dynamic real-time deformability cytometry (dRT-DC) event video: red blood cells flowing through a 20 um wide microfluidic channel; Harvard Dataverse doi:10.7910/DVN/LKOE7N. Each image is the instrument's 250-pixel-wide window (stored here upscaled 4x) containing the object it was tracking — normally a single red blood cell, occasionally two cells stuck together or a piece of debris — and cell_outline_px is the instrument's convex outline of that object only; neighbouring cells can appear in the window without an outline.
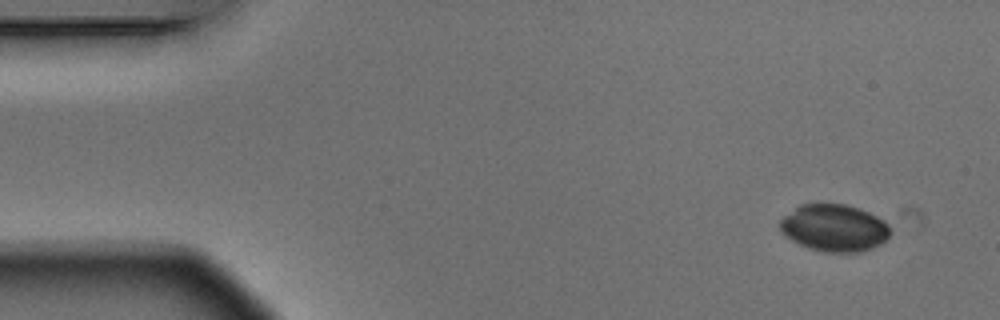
{"species": "Egyptian fruit bat (a non-hibernating species)", "species_latin": "Rousettus aegyptiacus", "temperature_condition": "warm", "stored_images_in_passage": 4, "camera_frame_rate_fps": 3000, "um_per_image_px": 0.085, "animal": {"sex": "male"}, "frame": {"image": 1, "passage_image": 1, "time_ms": 0.0, "image_size_px": [1000, 320], "cell_outline_px": [[892, 232], [888, 240], [880, 244], [860, 252], [824, 252], [808, 248], [784, 236], [780, 228], [780, 220], [784, 216], [800, 204], [844, 204], [860, 208], [884, 220], [892, 228]], "centroid_in_image_um": [70.94, 19.37], "position_along_channel_um": 14.1, "area_um2": 30.46}}
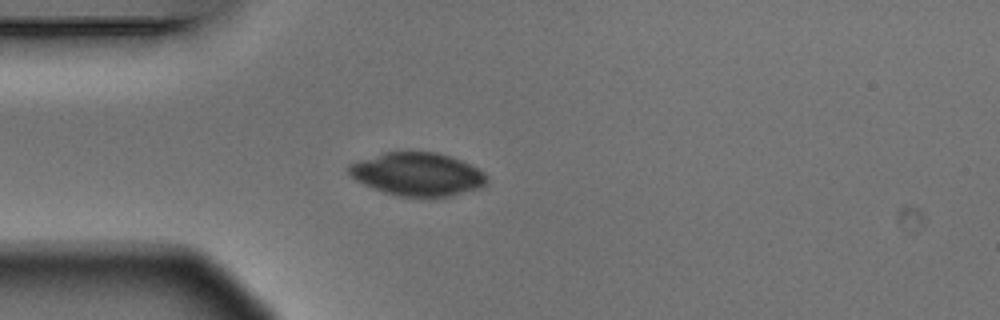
{"frame": {"image": 2, "passage_image": 4, "time_ms": 1.0, "image_size_px": [1000, 320], "cell_outline_px": [[488, 184], [480, 188], [436, 200], [428, 200], [400, 196], [384, 192], [372, 188], [356, 180], [348, 172], [348, 164], [384, 152], [436, 152], [452, 156], [484, 172], [488, 176]], "centroid_in_image_um": [35.53, 14.85], "position_along_channel_um": 49.5, "area_um2": 35.43}}